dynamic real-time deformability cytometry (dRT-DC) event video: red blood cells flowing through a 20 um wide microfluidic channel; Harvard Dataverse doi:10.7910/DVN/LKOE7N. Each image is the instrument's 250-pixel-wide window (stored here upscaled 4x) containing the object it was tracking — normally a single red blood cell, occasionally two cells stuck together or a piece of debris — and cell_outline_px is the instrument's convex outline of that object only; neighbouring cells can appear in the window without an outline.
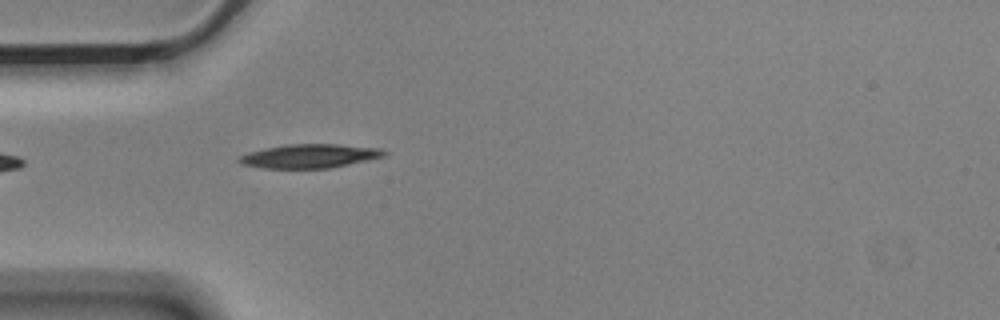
{"species": "Egyptian fruit bat (a non-hibernating species)", "species_latin": "Rousettus aegyptiacus", "temperature_condition": "cold", "stored_images_in_passage": 5, "camera_frame_rate_fps": 3000, "um_per_image_px": 0.085, "animal": {"sex": "male"}, "frame": {"image": 1, "passage_image": 5, "time_ms": 1.333, "image_size_px": [1000, 320], "cell_outline_px": [[388, 152], [384, 156], [348, 164], [328, 168], [264, 168], [240, 164], [236, 160], [240, 156], [248, 152], [264, 148], [288, 144], [336, 144], [380, 148]], "centroid_in_image_um": [26.27, 13.26], "position_along_channel_um": 58.7, "area_um2": 20.06}}